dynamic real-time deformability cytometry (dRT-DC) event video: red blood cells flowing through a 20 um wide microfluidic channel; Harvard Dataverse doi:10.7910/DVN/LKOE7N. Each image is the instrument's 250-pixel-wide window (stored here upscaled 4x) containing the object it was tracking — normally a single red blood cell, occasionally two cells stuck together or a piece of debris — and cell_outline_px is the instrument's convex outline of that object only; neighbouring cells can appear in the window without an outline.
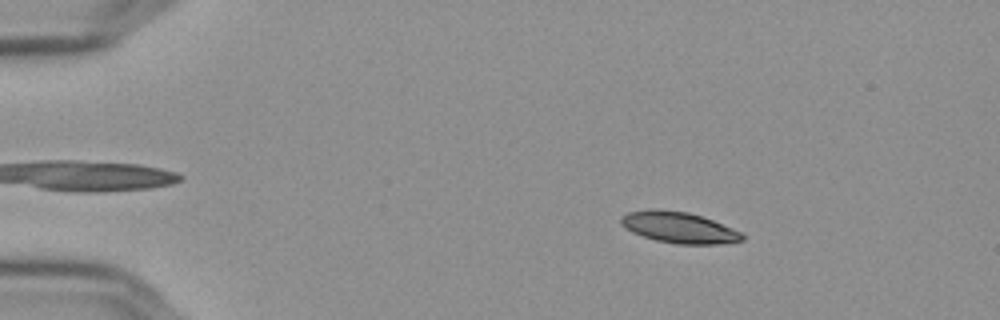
{"species": "Egyptian fruit bat (a non-hibernating species)", "species_latin": "Rousettus aegyptiacus", "temperature_condition": "cold", "stored_images_in_passage": 56, "camera_frame_rate_fps": 3000, "um_per_image_px": 0.085, "frame": {"image": 1, "passage_image": 9, "time_ms": 2.667, "image_size_px": [1000, 320], "cell_outline_px": [[744, 240], [716, 244], [680, 244], [656, 240], [644, 236], [628, 228], [620, 220], [628, 212], [688, 212], [712, 220], [740, 232], [744, 236]], "centroid_in_image_um": [57.82, 19.39], "position_along_channel_um": 27.2, "area_um2": 20.46}}
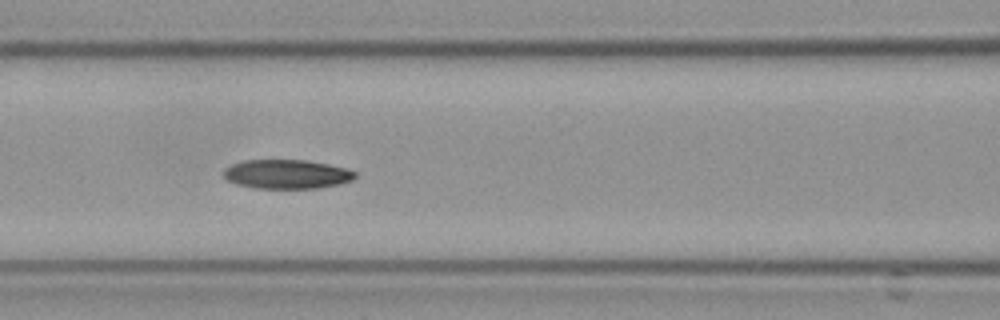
{"frame": {"image": 2, "passage_image": 25, "time_ms": 8.0, "image_size_px": [1000, 320], "cell_outline_px": [[356, 176], [352, 180], [336, 184], [316, 188], [256, 188], [236, 184], [228, 180], [224, 176], [224, 168], [232, 164], [244, 160], [304, 160], [328, 164], [344, 168], [356, 172]], "centroid_in_image_um": [24.34, 14.8], "position_along_channel_um": 142.3, "area_um2": 22.08}}
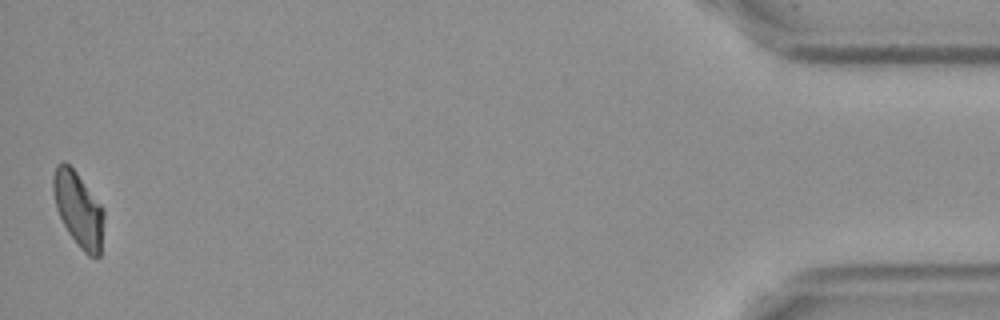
{"frame": {"image": 3, "passage_image": 56, "time_ms": 18.333, "image_size_px": [1000, 320], "cell_outline_px": [[104, 220], [100, 256], [88, 256], [80, 248], [68, 232], [56, 208], [52, 188], [52, 176], [56, 164], [64, 160], [76, 172], [104, 208]], "centroid_in_image_um": [6.66, 17.77], "position_along_channel_um": 428.5, "area_um2": 22.14}, "authors_computed_cell_mechanics": {"area_um2": 22.1952, "velocity_mm_per_s": 3.589, "shape_relaxation_time_tau1_ms": null, "shape_relaxation_time_tau2_ms": 8.8061, "deformation_change_tau1": null, "deformation_change_tau2": 0.1545}}